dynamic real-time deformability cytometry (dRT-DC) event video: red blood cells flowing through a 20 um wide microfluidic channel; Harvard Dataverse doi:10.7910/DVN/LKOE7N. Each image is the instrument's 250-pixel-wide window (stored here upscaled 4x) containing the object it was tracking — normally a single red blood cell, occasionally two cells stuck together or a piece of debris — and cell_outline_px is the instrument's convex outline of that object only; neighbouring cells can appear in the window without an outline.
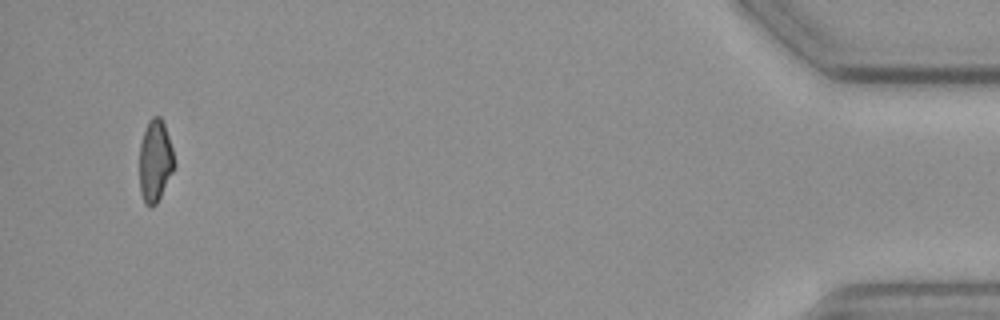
{"species": "common noctule bat (a hibernating species)", "species_latin": "Nyctalus noctula", "temperature_condition": "cold", "stored_images_in_passage": 13, "camera_frame_rate_fps": 3000, "um_per_image_px": 0.085, "animal": {"sex": "female", "body_mass_g": 19.3, "forearm_length_mm": 54.1}, "frame": {"image": 1, "passage_image": 13, "time_ms": 15.0, "image_size_px": [1000, 320], "cell_outline_px": [[176, 164], [156, 204], [152, 208], [144, 204], [140, 192], [140, 144], [148, 120], [152, 116], [160, 116], [164, 124], [172, 148]], "centroid_in_image_um": [13.18, 13.69], "position_along_channel_um": 422.0, "area_um2": 16.59}, "authors_computed_cell_mechanics": {"area_um2": 17.9758, "velocity_mm_per_s": 3.6239, "shape_relaxation_time_tau1_ms": null, "shape_relaxation_time_tau2_ms": 3.6683, "deformation_change_tau1": null, "deformation_change_tau2": 0.0575}}